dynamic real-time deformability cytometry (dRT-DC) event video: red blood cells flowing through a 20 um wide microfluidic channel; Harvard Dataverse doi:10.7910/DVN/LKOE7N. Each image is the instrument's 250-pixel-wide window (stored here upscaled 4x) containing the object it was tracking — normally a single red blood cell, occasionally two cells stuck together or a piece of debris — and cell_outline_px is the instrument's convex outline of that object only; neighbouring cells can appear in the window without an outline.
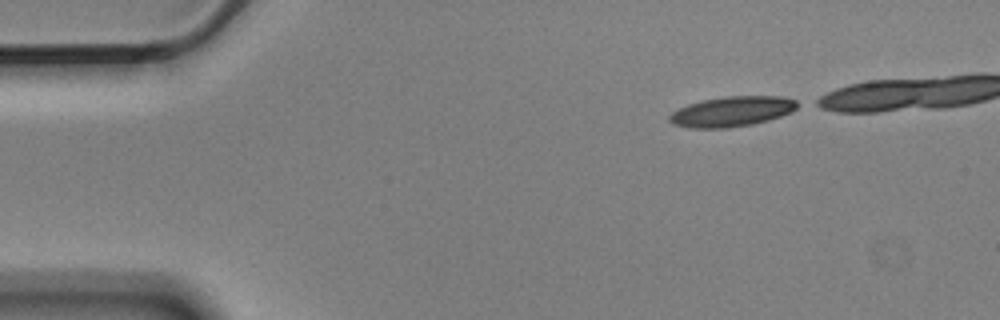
{"species": "Egyptian fruit bat (a non-hibernating species)", "species_latin": "Rousettus aegyptiacus", "temperature_condition": "cold", "stored_images_in_passage": 4, "camera_frame_rate_fps": 3000, "um_per_image_px": 0.085, "animal": {"sex": "male"}, "frame": {"image": 1, "passage_image": 1, "time_ms": 0.0, "image_size_px": [1000, 320], "cell_outline_px": [[804, 104], [792, 112], [768, 120], [752, 124], [728, 128], [688, 128], [672, 124], [668, 120], [668, 116], [672, 112], [688, 104], [704, 100], [724, 96], [780, 96], [796, 100]], "centroid_in_image_um": [62.25, 9.48], "position_along_channel_um": 22.8, "area_um2": 22.72}}